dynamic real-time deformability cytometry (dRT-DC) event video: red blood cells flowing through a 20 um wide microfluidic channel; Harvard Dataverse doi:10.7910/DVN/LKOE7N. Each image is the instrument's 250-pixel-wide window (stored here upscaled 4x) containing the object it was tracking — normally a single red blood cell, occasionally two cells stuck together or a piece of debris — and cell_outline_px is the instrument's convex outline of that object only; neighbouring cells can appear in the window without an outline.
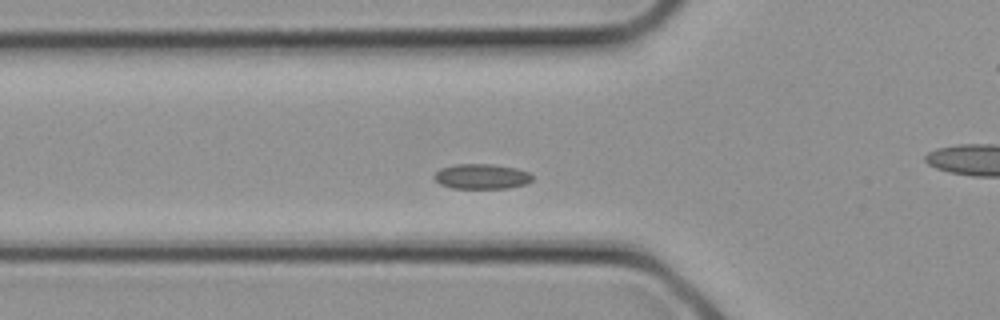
{"species": "common noctule bat (a hibernating species)", "species_latin": "Nyctalus noctula", "temperature_condition": "cold", "stored_images_in_passage": 8, "segment_of_instrument_passage": [1, 2], "camera_frame_rate_fps": 3000, "um_per_image_px": 0.085, "animal": {"sex": "female", "body_mass_g": 21.9}, "frame": {"image": 1, "passage_image": 3, "time_ms": 0.667, "image_size_px": [1000, 320], "cell_outline_px": [[532, 180], [524, 184], [508, 188], [452, 188], [440, 184], [432, 176], [440, 168], [456, 164], [492, 164], [516, 168], [528, 172], [532, 176]], "centroid_in_image_um": [40.91, 14.99], "position_along_channel_um": 84.9, "area_um2": 14.28}}
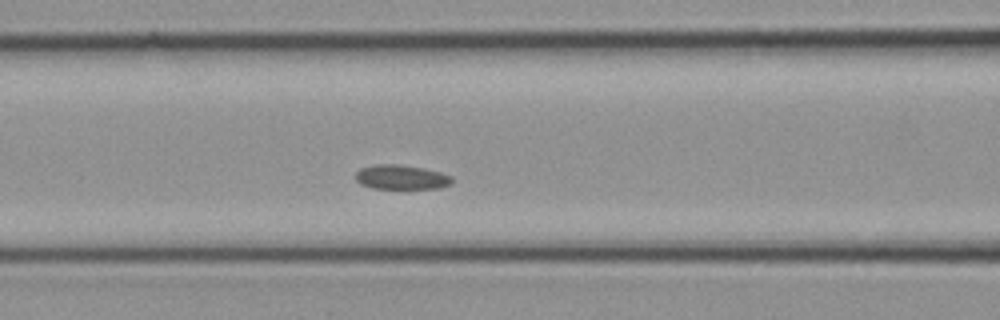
{"frame": {"image": 2, "passage_image": 5, "time_ms": 1.333, "image_size_px": [1000, 320], "cell_outline_px": [[452, 184], [440, 188], [372, 188], [360, 184], [356, 180], [356, 172], [360, 168], [376, 164], [400, 164], [424, 168], [440, 172], [452, 176]], "centroid_in_image_um": [34.11, 15.05], "position_along_channel_um": 132.5, "area_um2": 13.81}}
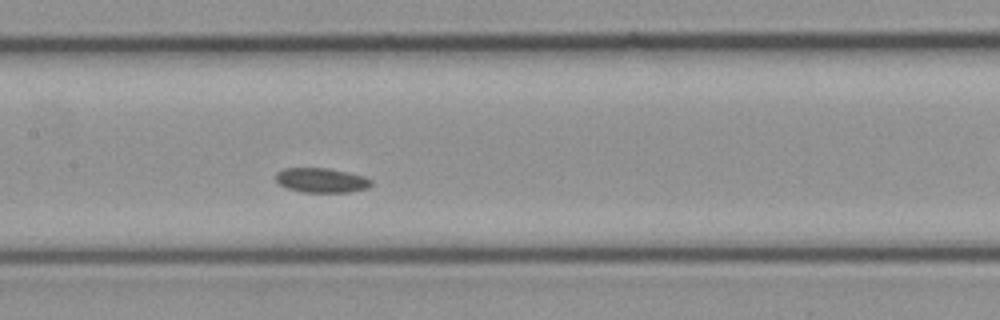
{"frame": {"image": 3, "passage_image": 7, "time_ms": 2.0, "image_size_px": [1000, 320], "cell_outline_px": [[372, 184], [368, 188], [348, 192], [304, 192], [288, 188], [276, 184], [276, 172], [284, 168], [328, 168], [348, 172], [364, 176], [372, 180]], "centroid_in_image_um": [27.31, 15.32], "position_along_channel_um": 180.1, "area_um2": 13.76}}